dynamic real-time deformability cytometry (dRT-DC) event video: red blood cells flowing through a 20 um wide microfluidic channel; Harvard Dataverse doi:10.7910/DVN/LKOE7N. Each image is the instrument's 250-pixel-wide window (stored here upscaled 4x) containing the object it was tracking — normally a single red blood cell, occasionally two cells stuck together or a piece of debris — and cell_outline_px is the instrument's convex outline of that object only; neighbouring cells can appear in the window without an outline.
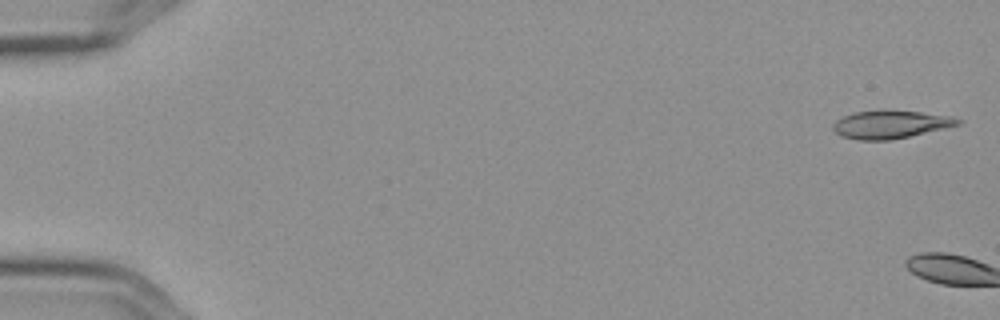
{"species": "Egyptian fruit bat (a non-hibernating species)", "species_latin": "Rousettus aegyptiacus", "temperature_condition": "cold", "stored_images_in_passage": 2, "camera_frame_rate_fps": 3000, "um_per_image_px": 0.085, "frame": {"image": 1, "passage_image": 1, "time_ms": 0.0, "image_size_px": [1000, 320], "cell_outline_px": [[964, 120], [960, 124], [892, 140], [860, 140], [840, 136], [832, 128], [832, 124], [836, 120], [844, 116], [856, 112], [880, 108], [884, 108], [920, 112], [952, 116]], "centroid_in_image_um": [75.67, 10.55], "position_along_channel_um": 9.3, "area_um2": 20.69}}